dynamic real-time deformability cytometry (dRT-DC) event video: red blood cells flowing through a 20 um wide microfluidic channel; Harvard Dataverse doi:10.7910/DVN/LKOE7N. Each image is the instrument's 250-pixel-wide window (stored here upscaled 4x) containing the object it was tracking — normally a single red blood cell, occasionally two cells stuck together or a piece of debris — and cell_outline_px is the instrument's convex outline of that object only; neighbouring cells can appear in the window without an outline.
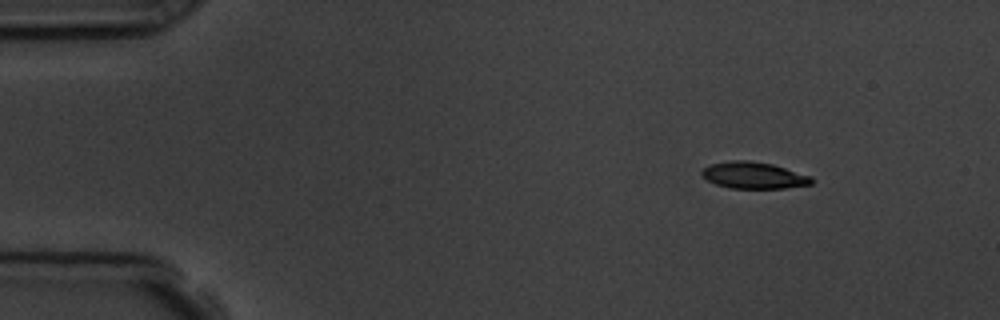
{"species": "common noctule bat (a hibernating species)", "species_latin": "Nyctalus noctula", "temperature_condition": "room temperature", "stored_images_in_passage": 4, "camera_frame_rate_fps": 3000, "um_per_image_px": 0.085, "animal": {"sex": "male", "body_mass_g": 19.5, "forearm_length_mm": 54.6}, "frame": {"image": 1, "passage_image": 1, "time_ms": 0.0, "image_size_px": [1000, 320], "cell_outline_px": [[812, 184], [784, 188], [728, 188], [716, 184], [708, 180], [700, 172], [704, 168], [712, 164], [732, 160], [748, 160], [772, 164], [812, 176]], "centroid_in_image_um": [64.08, 14.9], "position_along_channel_um": 20.9, "area_um2": 16.88}}
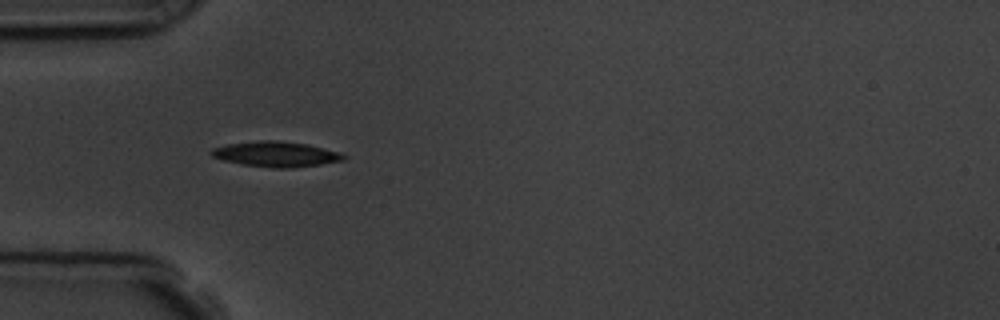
{"frame": {"image": 2, "passage_image": 3, "time_ms": 3.333, "image_size_px": [1000, 320], "cell_outline_px": [[348, 156], [344, 160], [320, 164], [288, 168], [272, 168], [244, 164], [224, 160], [212, 156], [208, 152], [212, 148], [228, 144], [260, 140], [276, 140], [308, 144], [340, 152]], "centroid_in_image_um": [23.47, 13.09], "position_along_channel_um": 61.5, "area_um2": 19.42}}